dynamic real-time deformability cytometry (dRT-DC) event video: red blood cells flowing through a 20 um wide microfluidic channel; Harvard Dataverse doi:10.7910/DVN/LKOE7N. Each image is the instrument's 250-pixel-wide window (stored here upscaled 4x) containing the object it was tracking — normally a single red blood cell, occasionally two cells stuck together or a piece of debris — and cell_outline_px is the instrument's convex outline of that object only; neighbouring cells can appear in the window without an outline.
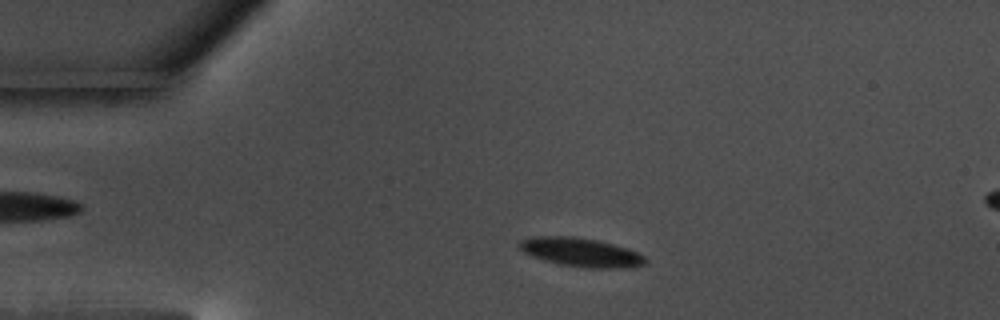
{"species": "common noctule bat (a hibernating species)", "species_latin": "Nyctalus noctula", "temperature_condition": "warm", "stored_images_in_passage": 56, "camera_frame_rate_fps": 3000, "um_per_image_px": 0.085, "animal": {"sex": "male", "body_mass_g": 17.5, "forearm_length_mm": 52.3}, "frame": {"image": 1, "passage_image": 10, "time_ms": 3.0, "image_size_px": [1000, 320], "cell_outline_px": [[648, 260], [644, 264], [628, 268], [588, 268], [560, 264], [544, 260], [532, 256], [524, 252], [516, 244], [520, 240], [532, 236], [572, 236], [596, 240], [628, 248], [644, 256]], "centroid_in_image_um": [49.36, 21.44], "position_along_channel_um": 35.6, "area_um2": 21.15}}
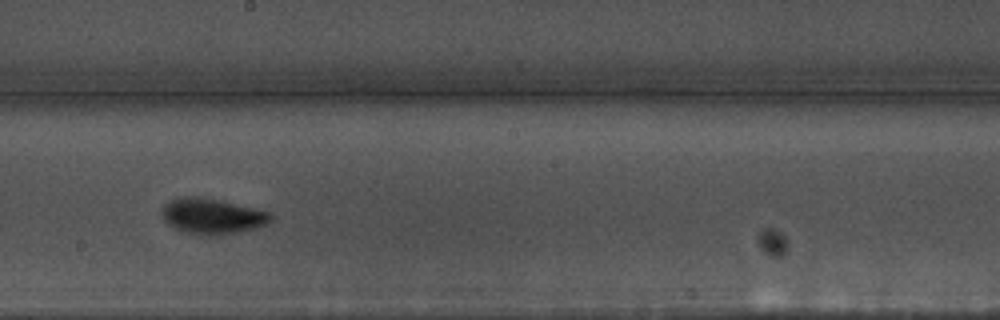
{"frame": {"image": 2, "passage_image": 30, "time_ms": 9.667, "image_size_px": [1000, 320], "cell_outline_px": [[272, 220], [268, 224], [256, 228], [216, 236], [204, 236], [188, 232], [176, 228], [168, 224], [160, 216], [160, 208], [164, 204], [172, 200], [184, 196], [192, 196], [220, 200], [268, 212], [272, 216]], "centroid_in_image_um": [18.0, 18.38], "position_along_channel_um": 230.2, "area_um2": 22.48}}
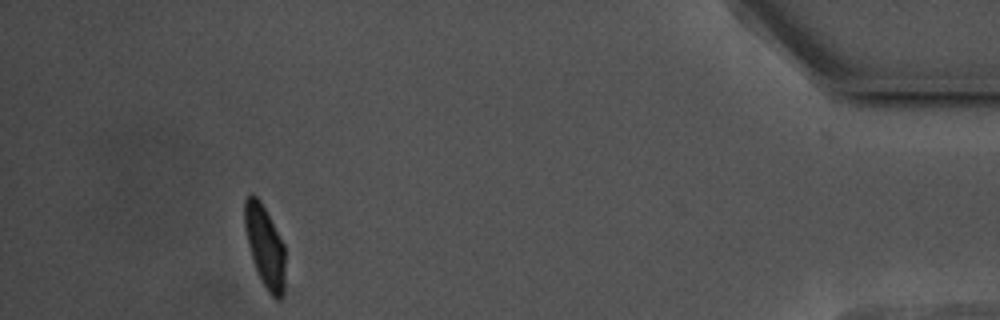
{"frame": {"image": 3, "passage_image": 51, "time_ms": 16.667, "image_size_px": [1000, 320], "cell_outline_px": [[284, 292], [280, 300], [276, 300], [268, 292], [256, 268], [248, 244], [244, 224], [244, 200], [252, 192], [260, 200], [284, 244]], "centroid_in_image_um": [22.51, 20.91], "position_along_channel_um": 412.7, "area_um2": 19.02}, "authors_computed_cell_mechanics": {"area_um2": 20.1722, "velocity_mm_per_s": 3.5008, "shape_relaxation_time_tau1_ms": 2.541, "shape_relaxation_time_tau2_ms": 1.3213, "deformation_change_tau1": 0.1359, "deformation_change_tau2": 0.0597}}